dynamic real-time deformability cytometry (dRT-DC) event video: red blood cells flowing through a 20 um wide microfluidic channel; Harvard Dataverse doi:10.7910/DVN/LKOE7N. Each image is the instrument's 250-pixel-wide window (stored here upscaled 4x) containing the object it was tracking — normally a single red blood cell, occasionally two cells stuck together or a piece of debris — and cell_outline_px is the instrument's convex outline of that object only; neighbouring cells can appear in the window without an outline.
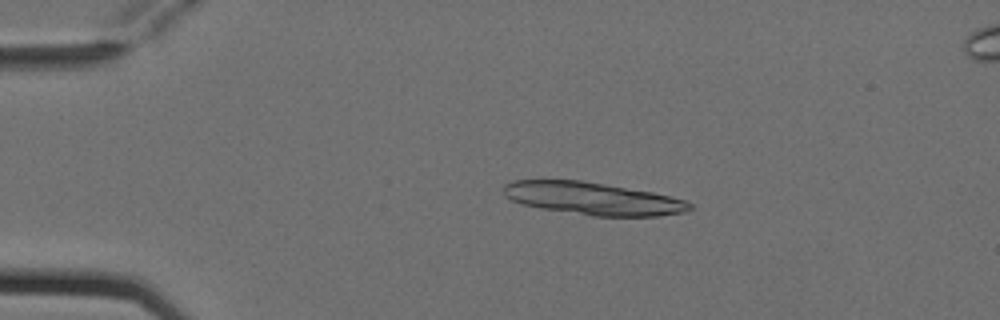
{"species": "Egyptian fruit bat (a non-hibernating species)", "species_latin": "Rousettus aegyptiacus", "temperature_condition": "cold", "stored_images_in_passage": 6, "segment_of_instrument_passage": [1, 2], "camera_frame_rate_fps": 3000, "um_per_image_px": 0.085, "animal": {"sex": "female"}, "frame": {"image": 1, "passage_image": 3, "time_ms": 0.667, "image_size_px": [1000, 320], "cell_outline_px": [[696, 208], [688, 212], [660, 216], [592, 216], [540, 208], [520, 204], [504, 196], [504, 184], [512, 180], [580, 180], [652, 192], [684, 200], [692, 204]], "centroid_in_image_um": [50.4, 16.88], "position_along_channel_um": 34.6, "area_um2": 35.43}}